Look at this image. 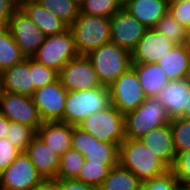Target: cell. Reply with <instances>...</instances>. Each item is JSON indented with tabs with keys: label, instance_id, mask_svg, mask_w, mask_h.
I'll return each instance as SVG.
<instances>
[{
	"label": "cell",
	"instance_id": "cell-1",
	"mask_svg": "<svg viewBox=\"0 0 190 190\" xmlns=\"http://www.w3.org/2000/svg\"><path fill=\"white\" fill-rule=\"evenodd\" d=\"M118 164L133 172L142 183L160 177L171 170L140 139H125L120 144Z\"/></svg>",
	"mask_w": 190,
	"mask_h": 190
},
{
	"label": "cell",
	"instance_id": "cell-2",
	"mask_svg": "<svg viewBox=\"0 0 190 190\" xmlns=\"http://www.w3.org/2000/svg\"><path fill=\"white\" fill-rule=\"evenodd\" d=\"M111 104L109 87L103 85L85 91L67 93L61 122L78 126L87 116L105 109Z\"/></svg>",
	"mask_w": 190,
	"mask_h": 190
},
{
	"label": "cell",
	"instance_id": "cell-3",
	"mask_svg": "<svg viewBox=\"0 0 190 190\" xmlns=\"http://www.w3.org/2000/svg\"><path fill=\"white\" fill-rule=\"evenodd\" d=\"M87 57L101 84L108 87L132 67L131 52L111 41L90 52Z\"/></svg>",
	"mask_w": 190,
	"mask_h": 190
},
{
	"label": "cell",
	"instance_id": "cell-4",
	"mask_svg": "<svg viewBox=\"0 0 190 190\" xmlns=\"http://www.w3.org/2000/svg\"><path fill=\"white\" fill-rule=\"evenodd\" d=\"M69 28L73 33L75 47L79 55H88L111 41L110 18L79 13L78 18Z\"/></svg>",
	"mask_w": 190,
	"mask_h": 190
},
{
	"label": "cell",
	"instance_id": "cell-5",
	"mask_svg": "<svg viewBox=\"0 0 190 190\" xmlns=\"http://www.w3.org/2000/svg\"><path fill=\"white\" fill-rule=\"evenodd\" d=\"M78 127L94 136L100 142L120 146L126 139L125 117L112 104L87 116Z\"/></svg>",
	"mask_w": 190,
	"mask_h": 190
},
{
	"label": "cell",
	"instance_id": "cell-6",
	"mask_svg": "<svg viewBox=\"0 0 190 190\" xmlns=\"http://www.w3.org/2000/svg\"><path fill=\"white\" fill-rule=\"evenodd\" d=\"M124 117L126 139H140L152 129L171 122L165 108L155 97H146L138 108Z\"/></svg>",
	"mask_w": 190,
	"mask_h": 190
},
{
	"label": "cell",
	"instance_id": "cell-7",
	"mask_svg": "<svg viewBox=\"0 0 190 190\" xmlns=\"http://www.w3.org/2000/svg\"><path fill=\"white\" fill-rule=\"evenodd\" d=\"M78 55L73 33L68 28L60 34L46 36L45 41L32 58L59 73L70 60Z\"/></svg>",
	"mask_w": 190,
	"mask_h": 190
},
{
	"label": "cell",
	"instance_id": "cell-8",
	"mask_svg": "<svg viewBox=\"0 0 190 190\" xmlns=\"http://www.w3.org/2000/svg\"><path fill=\"white\" fill-rule=\"evenodd\" d=\"M109 91L111 104L123 115L138 108L146 99L133 67L116 79Z\"/></svg>",
	"mask_w": 190,
	"mask_h": 190
},
{
	"label": "cell",
	"instance_id": "cell-9",
	"mask_svg": "<svg viewBox=\"0 0 190 190\" xmlns=\"http://www.w3.org/2000/svg\"><path fill=\"white\" fill-rule=\"evenodd\" d=\"M59 79L68 91H85L102 87L92 62L87 55H78L59 72Z\"/></svg>",
	"mask_w": 190,
	"mask_h": 190
},
{
	"label": "cell",
	"instance_id": "cell-10",
	"mask_svg": "<svg viewBox=\"0 0 190 190\" xmlns=\"http://www.w3.org/2000/svg\"><path fill=\"white\" fill-rule=\"evenodd\" d=\"M71 148L84 155L85 161L118 164V145L100 142L78 126H73Z\"/></svg>",
	"mask_w": 190,
	"mask_h": 190
},
{
	"label": "cell",
	"instance_id": "cell-11",
	"mask_svg": "<svg viewBox=\"0 0 190 190\" xmlns=\"http://www.w3.org/2000/svg\"><path fill=\"white\" fill-rule=\"evenodd\" d=\"M42 180L43 177L37 172L28 155L21 152L0 173V190H31Z\"/></svg>",
	"mask_w": 190,
	"mask_h": 190
},
{
	"label": "cell",
	"instance_id": "cell-12",
	"mask_svg": "<svg viewBox=\"0 0 190 190\" xmlns=\"http://www.w3.org/2000/svg\"><path fill=\"white\" fill-rule=\"evenodd\" d=\"M0 113L9 121L24 124L36 132L43 122L32 98L20 94L0 91Z\"/></svg>",
	"mask_w": 190,
	"mask_h": 190
},
{
	"label": "cell",
	"instance_id": "cell-13",
	"mask_svg": "<svg viewBox=\"0 0 190 190\" xmlns=\"http://www.w3.org/2000/svg\"><path fill=\"white\" fill-rule=\"evenodd\" d=\"M67 93L59 78L35 90L31 98L43 122L60 121L63 118Z\"/></svg>",
	"mask_w": 190,
	"mask_h": 190
},
{
	"label": "cell",
	"instance_id": "cell-14",
	"mask_svg": "<svg viewBox=\"0 0 190 190\" xmlns=\"http://www.w3.org/2000/svg\"><path fill=\"white\" fill-rule=\"evenodd\" d=\"M8 27L26 58H32L45 41L46 35L20 8L11 17Z\"/></svg>",
	"mask_w": 190,
	"mask_h": 190
},
{
	"label": "cell",
	"instance_id": "cell-15",
	"mask_svg": "<svg viewBox=\"0 0 190 190\" xmlns=\"http://www.w3.org/2000/svg\"><path fill=\"white\" fill-rule=\"evenodd\" d=\"M111 42L132 52L148 29L121 7L111 18Z\"/></svg>",
	"mask_w": 190,
	"mask_h": 190
},
{
	"label": "cell",
	"instance_id": "cell-16",
	"mask_svg": "<svg viewBox=\"0 0 190 190\" xmlns=\"http://www.w3.org/2000/svg\"><path fill=\"white\" fill-rule=\"evenodd\" d=\"M172 41L154 28L147 29L138 42L136 48L131 52L132 64L157 63L164 55L175 47Z\"/></svg>",
	"mask_w": 190,
	"mask_h": 190
},
{
	"label": "cell",
	"instance_id": "cell-17",
	"mask_svg": "<svg viewBox=\"0 0 190 190\" xmlns=\"http://www.w3.org/2000/svg\"><path fill=\"white\" fill-rule=\"evenodd\" d=\"M165 108L170 120L182 117L188 110L190 81L188 78L169 81L155 97Z\"/></svg>",
	"mask_w": 190,
	"mask_h": 190
},
{
	"label": "cell",
	"instance_id": "cell-18",
	"mask_svg": "<svg viewBox=\"0 0 190 190\" xmlns=\"http://www.w3.org/2000/svg\"><path fill=\"white\" fill-rule=\"evenodd\" d=\"M1 91L31 97L35 92L30 72V58L5 70L0 74Z\"/></svg>",
	"mask_w": 190,
	"mask_h": 190
},
{
	"label": "cell",
	"instance_id": "cell-19",
	"mask_svg": "<svg viewBox=\"0 0 190 190\" xmlns=\"http://www.w3.org/2000/svg\"><path fill=\"white\" fill-rule=\"evenodd\" d=\"M25 153L43 179L57 178L60 156L50 149L37 134L28 144Z\"/></svg>",
	"mask_w": 190,
	"mask_h": 190
},
{
	"label": "cell",
	"instance_id": "cell-20",
	"mask_svg": "<svg viewBox=\"0 0 190 190\" xmlns=\"http://www.w3.org/2000/svg\"><path fill=\"white\" fill-rule=\"evenodd\" d=\"M140 140L154 155L162 159L170 168L173 167L176 153L170 123L152 129Z\"/></svg>",
	"mask_w": 190,
	"mask_h": 190
},
{
	"label": "cell",
	"instance_id": "cell-21",
	"mask_svg": "<svg viewBox=\"0 0 190 190\" xmlns=\"http://www.w3.org/2000/svg\"><path fill=\"white\" fill-rule=\"evenodd\" d=\"M73 126L61 121H45L36 134L60 157L71 149Z\"/></svg>",
	"mask_w": 190,
	"mask_h": 190
},
{
	"label": "cell",
	"instance_id": "cell-22",
	"mask_svg": "<svg viewBox=\"0 0 190 190\" xmlns=\"http://www.w3.org/2000/svg\"><path fill=\"white\" fill-rule=\"evenodd\" d=\"M122 7L148 29L168 11L167 0H123Z\"/></svg>",
	"mask_w": 190,
	"mask_h": 190
},
{
	"label": "cell",
	"instance_id": "cell-23",
	"mask_svg": "<svg viewBox=\"0 0 190 190\" xmlns=\"http://www.w3.org/2000/svg\"><path fill=\"white\" fill-rule=\"evenodd\" d=\"M19 8L38 26L46 35H57L69 27L52 12L41 6L35 0H23Z\"/></svg>",
	"mask_w": 190,
	"mask_h": 190
},
{
	"label": "cell",
	"instance_id": "cell-24",
	"mask_svg": "<svg viewBox=\"0 0 190 190\" xmlns=\"http://www.w3.org/2000/svg\"><path fill=\"white\" fill-rule=\"evenodd\" d=\"M157 64L165 71L169 81L189 78L190 43L175 45Z\"/></svg>",
	"mask_w": 190,
	"mask_h": 190
},
{
	"label": "cell",
	"instance_id": "cell-25",
	"mask_svg": "<svg viewBox=\"0 0 190 190\" xmlns=\"http://www.w3.org/2000/svg\"><path fill=\"white\" fill-rule=\"evenodd\" d=\"M136 70L139 83L146 97H156L161 89L169 83L167 74L157 64H132Z\"/></svg>",
	"mask_w": 190,
	"mask_h": 190
},
{
	"label": "cell",
	"instance_id": "cell-26",
	"mask_svg": "<svg viewBox=\"0 0 190 190\" xmlns=\"http://www.w3.org/2000/svg\"><path fill=\"white\" fill-rule=\"evenodd\" d=\"M25 58L8 25H3L0 28V74Z\"/></svg>",
	"mask_w": 190,
	"mask_h": 190
},
{
	"label": "cell",
	"instance_id": "cell-27",
	"mask_svg": "<svg viewBox=\"0 0 190 190\" xmlns=\"http://www.w3.org/2000/svg\"><path fill=\"white\" fill-rule=\"evenodd\" d=\"M142 182L119 164L112 167L99 190H140Z\"/></svg>",
	"mask_w": 190,
	"mask_h": 190
},
{
	"label": "cell",
	"instance_id": "cell-28",
	"mask_svg": "<svg viewBox=\"0 0 190 190\" xmlns=\"http://www.w3.org/2000/svg\"><path fill=\"white\" fill-rule=\"evenodd\" d=\"M68 27L78 18L80 6L74 0H35Z\"/></svg>",
	"mask_w": 190,
	"mask_h": 190
},
{
	"label": "cell",
	"instance_id": "cell-29",
	"mask_svg": "<svg viewBox=\"0 0 190 190\" xmlns=\"http://www.w3.org/2000/svg\"><path fill=\"white\" fill-rule=\"evenodd\" d=\"M154 29L163 34L167 39L176 45L190 43L186 28L181 26L173 16L167 11L158 21Z\"/></svg>",
	"mask_w": 190,
	"mask_h": 190
},
{
	"label": "cell",
	"instance_id": "cell-30",
	"mask_svg": "<svg viewBox=\"0 0 190 190\" xmlns=\"http://www.w3.org/2000/svg\"><path fill=\"white\" fill-rule=\"evenodd\" d=\"M117 164H101L85 161L76 180L100 188L112 167Z\"/></svg>",
	"mask_w": 190,
	"mask_h": 190
},
{
	"label": "cell",
	"instance_id": "cell-31",
	"mask_svg": "<svg viewBox=\"0 0 190 190\" xmlns=\"http://www.w3.org/2000/svg\"><path fill=\"white\" fill-rule=\"evenodd\" d=\"M85 162L84 155L72 148L60 157L57 179H76Z\"/></svg>",
	"mask_w": 190,
	"mask_h": 190
},
{
	"label": "cell",
	"instance_id": "cell-32",
	"mask_svg": "<svg viewBox=\"0 0 190 190\" xmlns=\"http://www.w3.org/2000/svg\"><path fill=\"white\" fill-rule=\"evenodd\" d=\"M79 6L82 14L111 18L123 6V0H84Z\"/></svg>",
	"mask_w": 190,
	"mask_h": 190
},
{
	"label": "cell",
	"instance_id": "cell-33",
	"mask_svg": "<svg viewBox=\"0 0 190 190\" xmlns=\"http://www.w3.org/2000/svg\"><path fill=\"white\" fill-rule=\"evenodd\" d=\"M176 155L190 150V118H175L170 122Z\"/></svg>",
	"mask_w": 190,
	"mask_h": 190
},
{
	"label": "cell",
	"instance_id": "cell-34",
	"mask_svg": "<svg viewBox=\"0 0 190 190\" xmlns=\"http://www.w3.org/2000/svg\"><path fill=\"white\" fill-rule=\"evenodd\" d=\"M36 131L24 124L10 121L6 138L21 152H25Z\"/></svg>",
	"mask_w": 190,
	"mask_h": 190
},
{
	"label": "cell",
	"instance_id": "cell-35",
	"mask_svg": "<svg viewBox=\"0 0 190 190\" xmlns=\"http://www.w3.org/2000/svg\"><path fill=\"white\" fill-rule=\"evenodd\" d=\"M30 72L32 74L35 89L45 87L59 78V73L57 71L44 66L33 58H30Z\"/></svg>",
	"mask_w": 190,
	"mask_h": 190
},
{
	"label": "cell",
	"instance_id": "cell-36",
	"mask_svg": "<svg viewBox=\"0 0 190 190\" xmlns=\"http://www.w3.org/2000/svg\"><path fill=\"white\" fill-rule=\"evenodd\" d=\"M179 182L170 170L160 177H156L142 183L140 190H176Z\"/></svg>",
	"mask_w": 190,
	"mask_h": 190
},
{
	"label": "cell",
	"instance_id": "cell-37",
	"mask_svg": "<svg viewBox=\"0 0 190 190\" xmlns=\"http://www.w3.org/2000/svg\"><path fill=\"white\" fill-rule=\"evenodd\" d=\"M171 171L174 173L180 186L187 180H190V150L176 155Z\"/></svg>",
	"mask_w": 190,
	"mask_h": 190
},
{
	"label": "cell",
	"instance_id": "cell-38",
	"mask_svg": "<svg viewBox=\"0 0 190 190\" xmlns=\"http://www.w3.org/2000/svg\"><path fill=\"white\" fill-rule=\"evenodd\" d=\"M168 11L184 28L190 37V0L182 3H168Z\"/></svg>",
	"mask_w": 190,
	"mask_h": 190
},
{
	"label": "cell",
	"instance_id": "cell-39",
	"mask_svg": "<svg viewBox=\"0 0 190 190\" xmlns=\"http://www.w3.org/2000/svg\"><path fill=\"white\" fill-rule=\"evenodd\" d=\"M21 153L7 138L0 139V173Z\"/></svg>",
	"mask_w": 190,
	"mask_h": 190
},
{
	"label": "cell",
	"instance_id": "cell-40",
	"mask_svg": "<svg viewBox=\"0 0 190 190\" xmlns=\"http://www.w3.org/2000/svg\"><path fill=\"white\" fill-rule=\"evenodd\" d=\"M19 9L16 0H0V23L8 25L13 14Z\"/></svg>",
	"mask_w": 190,
	"mask_h": 190
},
{
	"label": "cell",
	"instance_id": "cell-41",
	"mask_svg": "<svg viewBox=\"0 0 190 190\" xmlns=\"http://www.w3.org/2000/svg\"><path fill=\"white\" fill-rule=\"evenodd\" d=\"M60 190H99L76 179H59Z\"/></svg>",
	"mask_w": 190,
	"mask_h": 190
},
{
	"label": "cell",
	"instance_id": "cell-42",
	"mask_svg": "<svg viewBox=\"0 0 190 190\" xmlns=\"http://www.w3.org/2000/svg\"><path fill=\"white\" fill-rule=\"evenodd\" d=\"M31 190H60L59 179L57 178L43 179L39 184L35 185Z\"/></svg>",
	"mask_w": 190,
	"mask_h": 190
},
{
	"label": "cell",
	"instance_id": "cell-43",
	"mask_svg": "<svg viewBox=\"0 0 190 190\" xmlns=\"http://www.w3.org/2000/svg\"><path fill=\"white\" fill-rule=\"evenodd\" d=\"M10 121L0 113V139L6 138Z\"/></svg>",
	"mask_w": 190,
	"mask_h": 190
},
{
	"label": "cell",
	"instance_id": "cell-44",
	"mask_svg": "<svg viewBox=\"0 0 190 190\" xmlns=\"http://www.w3.org/2000/svg\"><path fill=\"white\" fill-rule=\"evenodd\" d=\"M182 117L183 118H190V99L188 101V110H185V113Z\"/></svg>",
	"mask_w": 190,
	"mask_h": 190
},
{
	"label": "cell",
	"instance_id": "cell-45",
	"mask_svg": "<svg viewBox=\"0 0 190 190\" xmlns=\"http://www.w3.org/2000/svg\"><path fill=\"white\" fill-rule=\"evenodd\" d=\"M183 188H185V190H190V180H187L183 185Z\"/></svg>",
	"mask_w": 190,
	"mask_h": 190
},
{
	"label": "cell",
	"instance_id": "cell-46",
	"mask_svg": "<svg viewBox=\"0 0 190 190\" xmlns=\"http://www.w3.org/2000/svg\"><path fill=\"white\" fill-rule=\"evenodd\" d=\"M186 0H167V3H182Z\"/></svg>",
	"mask_w": 190,
	"mask_h": 190
},
{
	"label": "cell",
	"instance_id": "cell-47",
	"mask_svg": "<svg viewBox=\"0 0 190 190\" xmlns=\"http://www.w3.org/2000/svg\"><path fill=\"white\" fill-rule=\"evenodd\" d=\"M78 5H80L84 0H74Z\"/></svg>",
	"mask_w": 190,
	"mask_h": 190
},
{
	"label": "cell",
	"instance_id": "cell-48",
	"mask_svg": "<svg viewBox=\"0 0 190 190\" xmlns=\"http://www.w3.org/2000/svg\"><path fill=\"white\" fill-rule=\"evenodd\" d=\"M176 190H185V188L179 185V187Z\"/></svg>",
	"mask_w": 190,
	"mask_h": 190
},
{
	"label": "cell",
	"instance_id": "cell-49",
	"mask_svg": "<svg viewBox=\"0 0 190 190\" xmlns=\"http://www.w3.org/2000/svg\"><path fill=\"white\" fill-rule=\"evenodd\" d=\"M19 4L23 1V0H16Z\"/></svg>",
	"mask_w": 190,
	"mask_h": 190
}]
</instances>
